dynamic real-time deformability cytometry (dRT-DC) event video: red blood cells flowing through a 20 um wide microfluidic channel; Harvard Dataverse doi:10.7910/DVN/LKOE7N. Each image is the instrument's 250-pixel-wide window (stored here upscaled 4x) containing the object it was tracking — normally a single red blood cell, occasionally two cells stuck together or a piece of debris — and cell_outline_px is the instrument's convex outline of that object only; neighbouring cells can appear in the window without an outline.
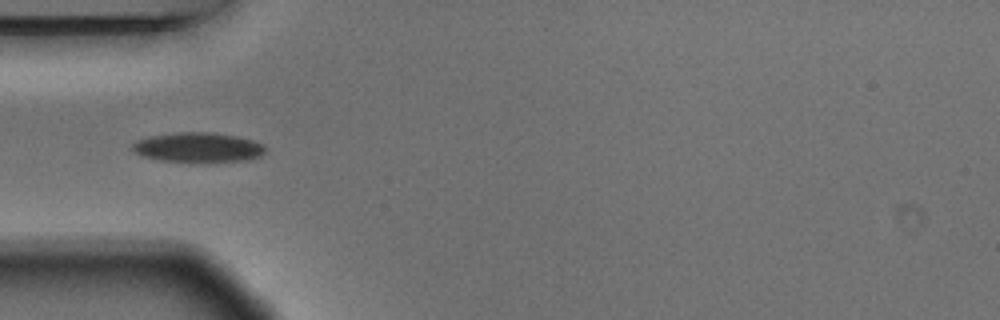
{"species": "Egyptian fruit bat (a non-hibernating species)", "species_latin": "Rousettus aegyptiacus", "temperature_condition": "warm", "stored_images_in_passage": 5, "camera_frame_rate_fps": 3000, "um_per_image_px": 0.085, "animal": {"sex": "male"}, "frame": {"image": 1, "passage_image": 4, "time_ms": 1.0, "image_size_px": [1000, 320], "cell_outline_px": [[268, 148], [260, 156], [248, 160], [196, 164], [160, 160], [140, 156], [132, 148], [132, 144], [136, 140], [148, 136], [176, 132], [212, 132], [236, 136], [252, 140], [264, 144]], "centroid_in_image_um": [16.84, 12.55], "position_along_channel_um": 68.2, "area_um2": 23.87}}
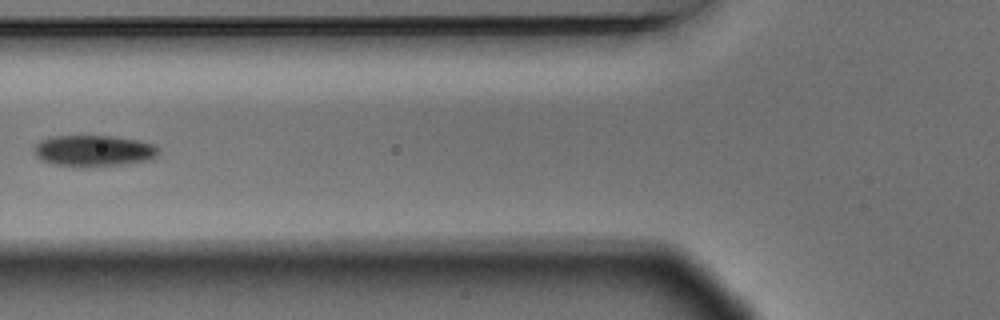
{"frame": {"image": 2, "passage_image": 5, "time_ms": 1.333, "image_size_px": [1000, 320], "cell_outline_px": [[160, 152], [156, 156], [144, 160], [124, 164], [84, 168], [76, 168], [56, 164], [40, 160], [32, 152], [32, 148], [40, 140], [48, 136], [112, 136], [136, 140], [152, 144]], "centroid_in_image_um": [7.86, 12.83], "position_along_channel_um": 117.9, "area_um2": 22.89}}